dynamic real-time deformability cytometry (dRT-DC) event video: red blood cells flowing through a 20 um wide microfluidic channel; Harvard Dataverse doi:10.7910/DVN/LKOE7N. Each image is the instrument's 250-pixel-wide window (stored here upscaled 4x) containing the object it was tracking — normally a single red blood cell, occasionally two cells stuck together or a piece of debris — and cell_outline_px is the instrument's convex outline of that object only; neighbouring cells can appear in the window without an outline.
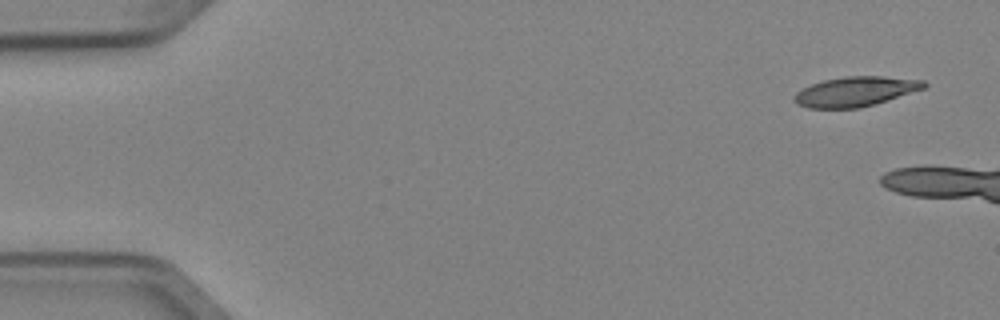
{"species": "Egyptian fruit bat (a non-hibernating species)", "species_latin": "Rousettus aegyptiacus", "temperature_condition": "cold", "stored_images_in_passage": 3, "camera_frame_rate_fps": 3000, "um_per_image_px": 0.085, "animal": {"sex": "female"}, "frame": {"image": 1, "passage_image": 1, "time_ms": 0.0, "image_size_px": [1000, 320], "cell_outline_px": [[928, 84], [924, 88], [860, 108], [808, 108], [800, 104], [792, 96], [796, 92], [812, 84], [824, 80], [848, 76], [884, 76], [924, 80]], "centroid_in_image_um": [72.72, 7.77], "position_along_channel_um": 12.3, "area_um2": 22.08}}